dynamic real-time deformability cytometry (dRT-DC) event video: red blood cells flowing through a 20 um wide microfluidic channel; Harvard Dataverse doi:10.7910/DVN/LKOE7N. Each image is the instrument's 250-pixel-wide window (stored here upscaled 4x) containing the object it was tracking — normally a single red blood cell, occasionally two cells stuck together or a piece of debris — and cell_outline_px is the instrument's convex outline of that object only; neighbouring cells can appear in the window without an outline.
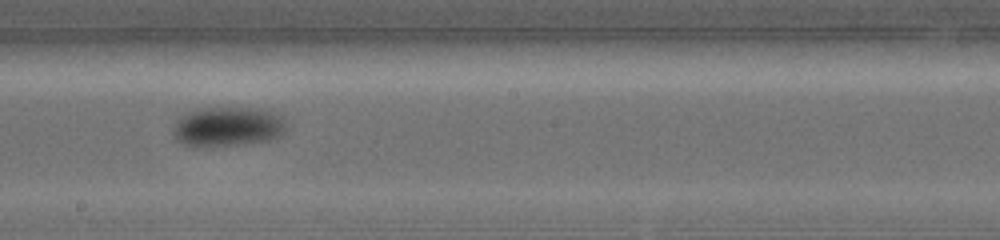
{"species": "common noctule bat (a hibernating species)", "species_latin": "Nyctalus noctula", "temperature_condition": "warm", "stored_images_in_passage": 14, "camera_frame_rate_fps": 5000, "um_per_image_px": 0.085, "animal": {"sex": "female", "body_mass_g": 19.0, "forearm_length_mm": 56.7}, "frame": {"image": 1, "passage_image": 6, "time_ms": 4.4, "image_size_px": [1000, 240], "cell_outline_px": [[284, 132], [280, 136], [272, 140], [240, 144], [184, 144], [176, 140], [172, 132], [172, 128], [184, 116], [192, 112], [204, 108], [256, 108], [280, 116], [284, 124]], "centroid_in_image_um": [19.39, 10.76], "position_along_channel_um": 228.8, "area_um2": 24.91}}
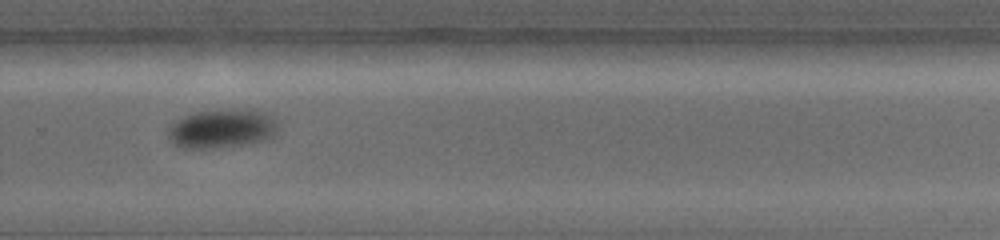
{"frame": {"image": 2, "passage_image": 8, "time_ms": 6.2, "image_size_px": [1000, 240], "cell_outline_px": [[276, 132], [272, 136], [264, 140], [244, 144], [216, 148], [180, 148], [168, 136], [168, 128], [176, 120], [184, 116], [196, 112], [232, 108], [260, 112], [272, 116], [276, 128]], "centroid_in_image_um": [18.81, 10.93], "position_along_channel_um": 311.0, "area_um2": 24.57}}